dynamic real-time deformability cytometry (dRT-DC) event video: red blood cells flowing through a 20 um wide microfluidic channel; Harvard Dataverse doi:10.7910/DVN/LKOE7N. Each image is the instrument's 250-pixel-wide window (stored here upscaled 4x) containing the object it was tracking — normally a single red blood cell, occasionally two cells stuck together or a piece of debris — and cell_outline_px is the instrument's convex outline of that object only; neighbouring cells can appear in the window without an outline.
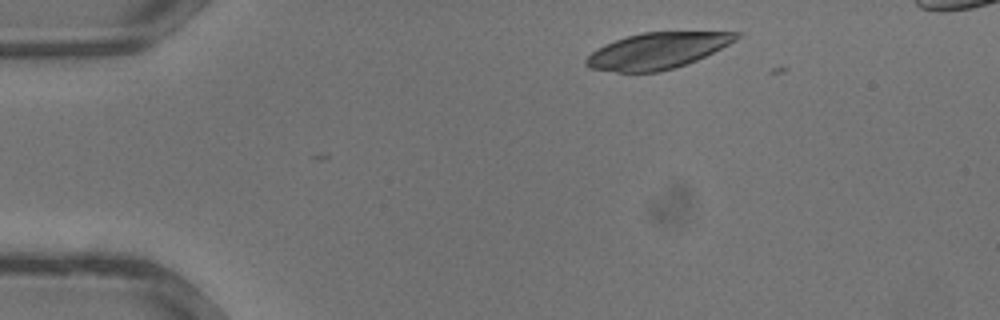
{"species": "common noctule bat (a hibernating species)", "species_latin": "Nyctalus noctula", "temperature_condition": "warm", "stored_images_in_passage": 4, "camera_frame_rate_fps": 3000, "um_per_image_px": 0.085, "animal": {"sex": "male", "body_mass_g": 13.3}, "frame": {"image": 1, "passage_image": 3, "time_ms": 0.667, "image_size_px": [1000, 320], "cell_outline_px": [[740, 36], [736, 40], [696, 60], [672, 68], [656, 72], [616, 72], [588, 68], [584, 64], [584, 60], [592, 52], [604, 44], [640, 32], [740, 32]], "centroid_in_image_um": [55.81, 4.31], "position_along_channel_um": 29.2, "area_um2": 31.21}}